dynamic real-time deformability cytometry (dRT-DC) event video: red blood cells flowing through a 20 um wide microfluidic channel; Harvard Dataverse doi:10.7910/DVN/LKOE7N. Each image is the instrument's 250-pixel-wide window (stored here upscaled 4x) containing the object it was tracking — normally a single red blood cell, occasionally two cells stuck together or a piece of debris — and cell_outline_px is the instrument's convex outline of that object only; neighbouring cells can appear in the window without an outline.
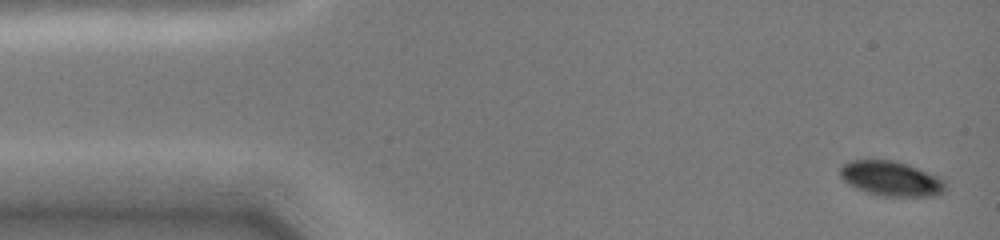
{"species": "common noctule bat (a hibernating species)", "species_latin": "Nyctalus noctula", "temperature_condition": "cold", "stored_images_in_passage": 38, "camera_frame_rate_fps": 3000, "um_per_image_px": 0.085, "animal": {"sex": "female", "body_mass_g": 19.0, "forearm_length_mm": 51.5}, "frame": {"image": 1, "passage_image": 1, "time_ms": 0.0, "image_size_px": [1000, 240], "cell_outline_px": [[948, 188], [944, 192], [932, 196], [880, 196], [856, 188], [848, 184], [840, 176], [840, 168], [844, 164], [852, 160], [892, 160], [908, 164], [936, 176], [944, 180]], "centroid_in_image_um": [75.75, 15.19], "position_along_channel_um": 9.2, "area_um2": 21.27}}
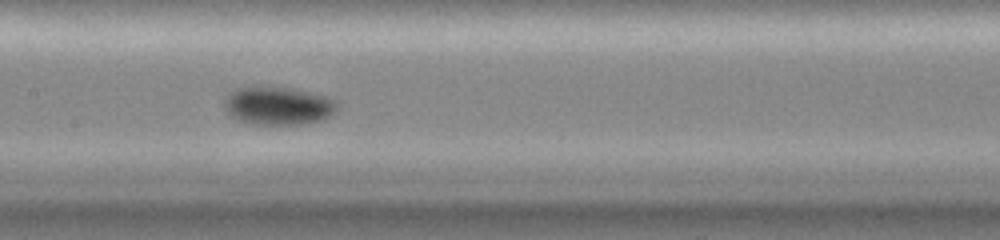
{"frame": {"image": 2, "passage_image": 13, "time_ms": 7.0, "image_size_px": [1000, 240], "cell_outline_px": [[340, 104], [336, 112], [320, 120], [300, 124], [248, 124], [232, 116], [224, 108], [224, 100], [236, 88], [292, 88], [328, 96], [336, 100]], "centroid_in_image_um": [23.7, 9.0], "position_along_channel_um": 183.7, "area_um2": 24.8}}
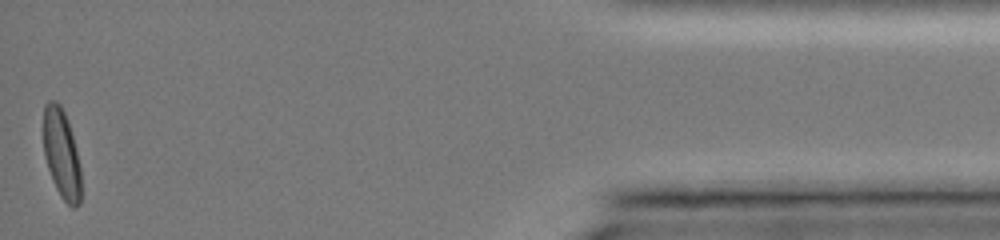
{"frame": {"image": 3, "passage_image": 38, "time_ms": 15.0, "image_size_px": [1000, 240], "cell_outline_px": [[80, 204], [76, 208], [72, 208], [60, 196], [52, 180], [44, 156], [44, 104], [48, 100], [56, 100], [60, 104], [64, 112], [72, 136], [80, 168]], "centroid_in_image_um": [5.21, 13.09], "position_along_channel_um": 430.0, "area_um2": 19.31}, "authors_computed_cell_mechanics": {"area_um2": 21.1837, "velocity_mm_per_s": 4.0412, "shape_relaxation_time_tau1_ms": 1.7976, "shape_relaxation_time_tau2_ms": null, "deformation_change_tau1": 0.0456, "deformation_change_tau2": null}}